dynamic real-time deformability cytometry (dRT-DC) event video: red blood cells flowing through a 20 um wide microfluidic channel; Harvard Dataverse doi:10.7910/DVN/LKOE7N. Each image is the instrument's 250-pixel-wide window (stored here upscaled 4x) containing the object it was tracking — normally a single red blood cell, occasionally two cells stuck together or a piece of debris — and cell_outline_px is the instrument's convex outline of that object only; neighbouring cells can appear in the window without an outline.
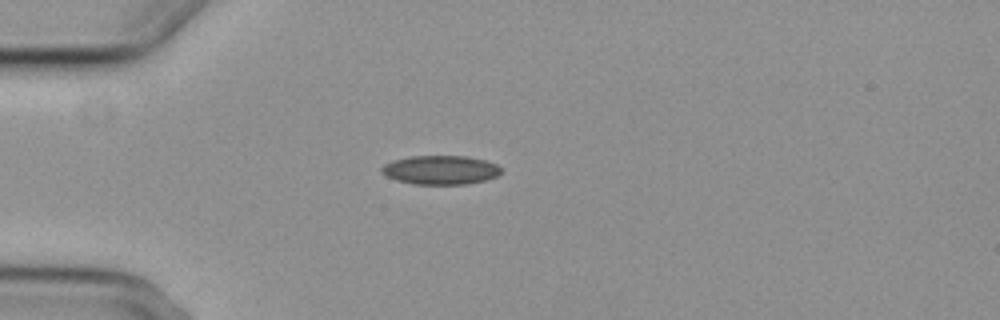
{"species": "common noctule bat (a hibernating species)", "species_latin": "Nyctalus noctula", "temperature_condition": "cold", "stored_images_in_passage": 7, "camera_frame_rate_fps": 3000, "um_per_image_px": 0.085, "animal": {"sex": "female", "body_mass_g": 29.2, "forearm_length_mm": 56.3}, "frame": {"image": 1, "passage_image": 4, "time_ms": 3.667, "image_size_px": [1000, 320], "cell_outline_px": [[504, 172], [496, 176], [484, 180], [468, 184], [412, 184], [396, 180], [380, 172], [380, 168], [384, 164], [396, 160], [412, 156], [464, 156], [484, 160], [496, 164]], "centroid_in_image_um": [37.45, 14.45], "position_along_channel_um": 47.6, "area_um2": 20.06}}
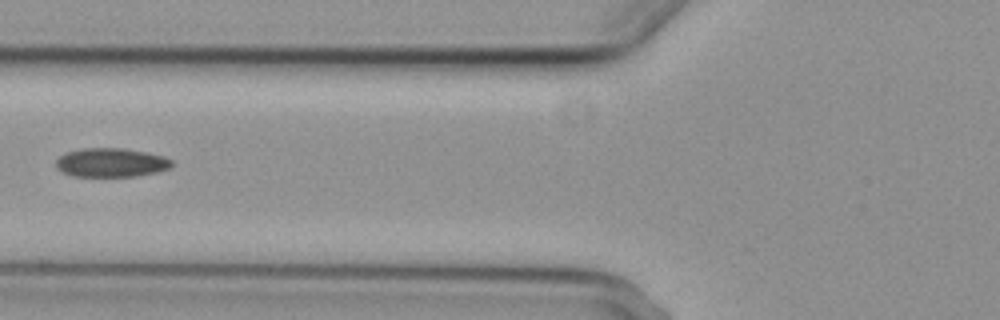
{"frame": {"image": 2, "passage_image": 6, "time_ms": 6.0, "image_size_px": [1000, 320], "cell_outline_px": [[172, 164], [168, 168], [156, 172], [136, 176], [72, 176], [56, 168], [56, 160], [64, 152], [80, 148], [124, 148], [148, 152], [164, 156], [172, 160]], "centroid_in_image_um": [9.42, 13.8], "position_along_channel_um": 116.4, "area_um2": 19.59}}
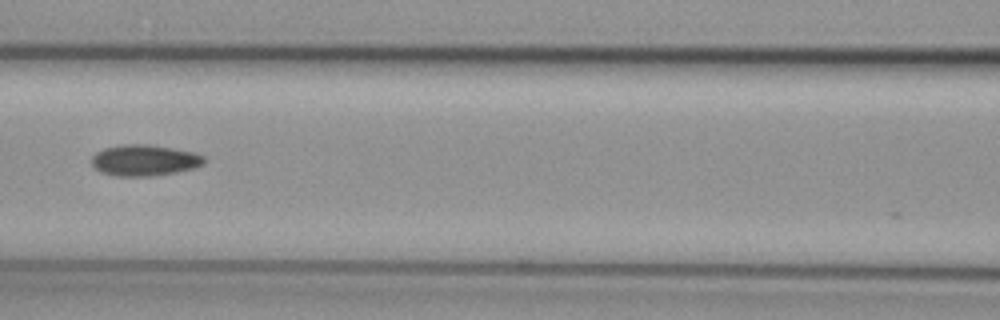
{"frame": {"image": 3, "passage_image": 7, "time_ms": 7.0, "image_size_px": [1000, 320], "cell_outline_px": [[204, 164], [196, 168], [176, 172], [152, 176], [112, 176], [100, 172], [92, 164], [92, 156], [96, 152], [104, 148], [124, 144], [148, 144], [196, 152], [204, 156]], "centroid_in_image_um": [12.29, 13.63], "position_along_channel_um": 154.3, "area_um2": 20.58}}